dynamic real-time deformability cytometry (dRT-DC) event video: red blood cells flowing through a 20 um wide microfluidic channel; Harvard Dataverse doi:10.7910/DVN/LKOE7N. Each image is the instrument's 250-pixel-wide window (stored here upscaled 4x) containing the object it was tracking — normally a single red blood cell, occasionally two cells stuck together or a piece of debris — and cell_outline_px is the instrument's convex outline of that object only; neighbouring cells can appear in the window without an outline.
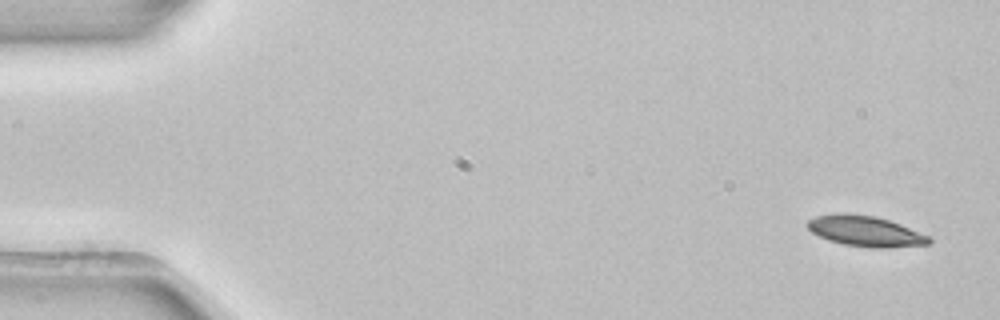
{"species": "common noctule bat (a hibernating species)", "species_latin": "Nyctalus noctula", "temperature_condition": "room temperature", "stored_images_in_passage": 4, "segment_of_instrument_passage": [2, 2], "camera_frame_rate_fps": 3000, "um_per_image_px": 0.085, "animal": {"sex": "female", "body_mass_g": 22.7, "forearm_length_mm": 54.2}, "frame": {"image": 1, "passage_image": 4, "time_ms": 1.0, "image_size_px": [1000, 320], "cell_outline_px": [[932, 240], [928, 244], [888, 248], [868, 248], [844, 244], [828, 240], [812, 232], [808, 228], [808, 220], [816, 216], [876, 216], [900, 224], [928, 236]], "centroid_in_image_um": [73.62, 19.71], "position_along_channel_um": 11.4, "area_um2": 20.69}}